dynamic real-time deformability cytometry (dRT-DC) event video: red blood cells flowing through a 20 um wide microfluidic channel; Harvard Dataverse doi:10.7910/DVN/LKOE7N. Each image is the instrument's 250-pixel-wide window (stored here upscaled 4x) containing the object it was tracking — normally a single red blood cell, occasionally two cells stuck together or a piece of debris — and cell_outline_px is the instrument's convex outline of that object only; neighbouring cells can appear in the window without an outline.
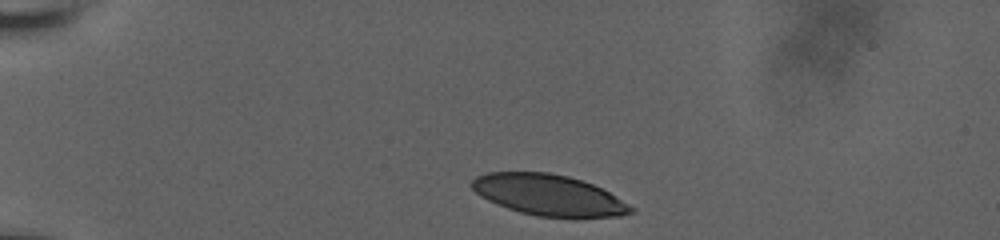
{"species": "human", "species_latin": "Homo sapiens", "temperature_condition": "room temperature", "stored_images_in_passage": 10, "camera_frame_rate_fps": 3000, "um_per_image_px": 0.085, "donor": {"sex": "male"}, "frame": {"image": 1, "passage_image": 1, "time_ms": 0.0, "image_size_px": [1000, 240], "cell_outline_px": [[636, 208], [632, 212], [620, 216], [536, 216], [520, 212], [496, 204], [480, 196], [468, 184], [476, 176], [488, 172], [548, 172], [568, 176], [592, 184], [608, 192]], "centroid_in_image_um": [46.58, 16.56], "position_along_channel_um": 38.4, "area_um2": 37.51}}
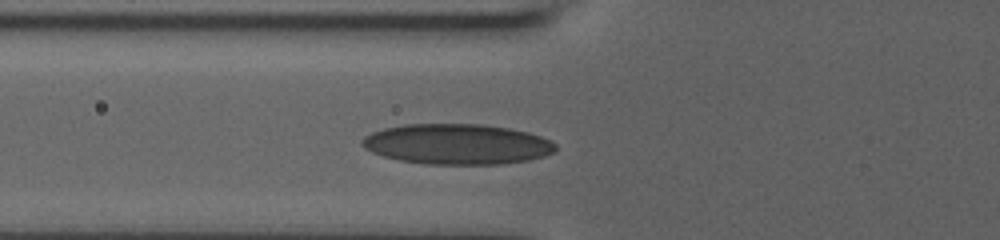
{"frame": {"image": 2, "passage_image": 6, "time_ms": 3.0, "image_size_px": [1000, 240], "cell_outline_px": [[556, 152], [544, 156], [528, 160], [504, 164], [424, 164], [400, 160], [384, 156], [372, 152], [364, 148], [360, 144], [360, 140], [364, 136], [372, 132], [384, 128], [404, 124], [480, 124], [508, 128], [528, 132], [552, 140], [556, 144]], "centroid_in_image_um": [38.86, 12.25], "position_along_channel_um": 86.9, "area_um2": 45.84}}
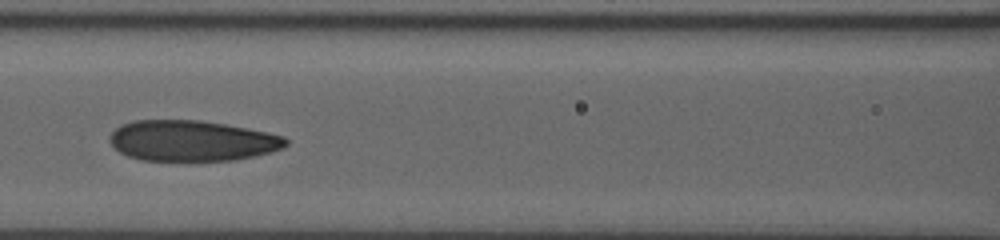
{"frame": {"image": 3, "passage_image": 9, "time_ms": 4.667, "image_size_px": [1000, 240], "cell_outline_px": [[288, 144], [284, 148], [272, 152], [256, 156], [236, 160], [140, 160], [128, 156], [120, 152], [108, 140], [108, 136], [116, 128], [124, 124], [136, 120], [200, 120], [248, 128], [268, 132], [284, 136], [288, 140]], "centroid_in_image_um": [16.35, 11.96], "position_along_channel_um": 150.2, "area_um2": 41.85}}